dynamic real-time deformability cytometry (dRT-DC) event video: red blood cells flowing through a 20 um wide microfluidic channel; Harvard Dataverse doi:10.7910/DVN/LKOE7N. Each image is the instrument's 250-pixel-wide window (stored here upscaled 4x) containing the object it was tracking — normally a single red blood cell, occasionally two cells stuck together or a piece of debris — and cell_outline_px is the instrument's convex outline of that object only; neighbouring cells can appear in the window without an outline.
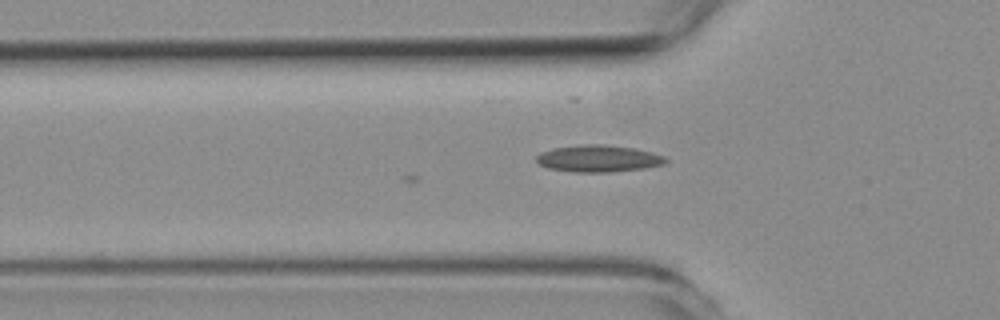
{"species": "common noctule bat (a hibernating species)", "species_latin": "Nyctalus noctula", "temperature_condition": "room temperature", "stored_images_in_passage": 9, "camera_frame_rate_fps": 3000, "um_per_image_px": 0.085, "animal": {"sex": "female", "body_mass_g": 19.3, "forearm_length_mm": 54.1}, "frame": {"image": 1, "passage_image": 9, "time_ms": 2.667, "image_size_px": [1000, 320], "cell_outline_px": [[668, 160], [664, 164], [644, 168], [608, 172], [576, 172], [548, 168], [540, 164], [536, 160], [536, 156], [540, 152], [552, 148], [580, 144], [604, 144], [632, 148], [652, 152], [664, 156]], "centroid_in_image_um": [50.84, 13.47], "position_along_channel_um": 75.0, "area_um2": 20.23}}